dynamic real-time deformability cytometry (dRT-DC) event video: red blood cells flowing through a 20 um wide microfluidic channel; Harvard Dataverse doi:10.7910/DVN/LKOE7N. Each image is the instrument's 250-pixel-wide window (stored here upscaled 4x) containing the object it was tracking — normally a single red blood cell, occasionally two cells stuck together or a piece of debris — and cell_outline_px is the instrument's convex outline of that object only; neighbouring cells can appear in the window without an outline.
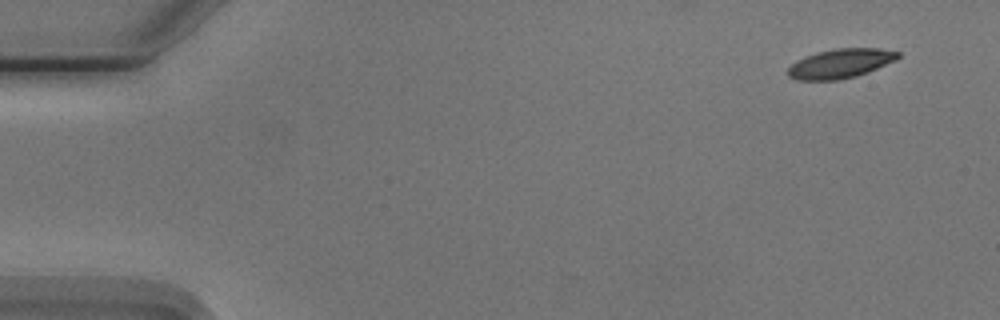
{"species": "Egyptian fruit bat (a non-hibernating species)", "species_latin": "Rousettus aegyptiacus", "temperature_condition": "cold", "stored_images_in_passage": 9, "camera_frame_rate_fps": 3000, "um_per_image_px": 0.085, "animal": {"sex": "male"}, "frame": {"image": 1, "passage_image": 1, "time_ms": 0.0, "image_size_px": [1000, 320], "cell_outline_px": [[900, 56], [896, 60], [868, 72], [856, 76], [840, 80], [796, 80], [788, 76], [788, 68], [796, 60], [804, 56], [816, 52], [836, 48], [880, 48], [900, 52]], "centroid_in_image_um": [71.43, 5.39], "position_along_channel_um": 13.6, "area_um2": 18.96}}
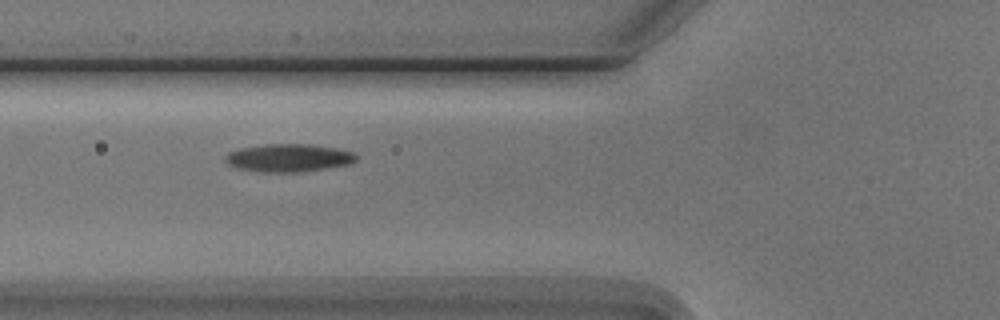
{"frame": {"image": 2, "passage_image": 6, "time_ms": 5.667, "image_size_px": [1000, 320], "cell_outline_px": [[356, 160], [348, 164], [324, 168], [296, 172], [264, 172], [240, 168], [228, 164], [224, 160], [224, 156], [228, 152], [240, 148], [264, 144], [308, 144], [336, 148], [352, 152], [356, 156]], "centroid_in_image_um": [24.48, 13.4], "position_along_channel_um": 101.3, "area_um2": 20.98}}
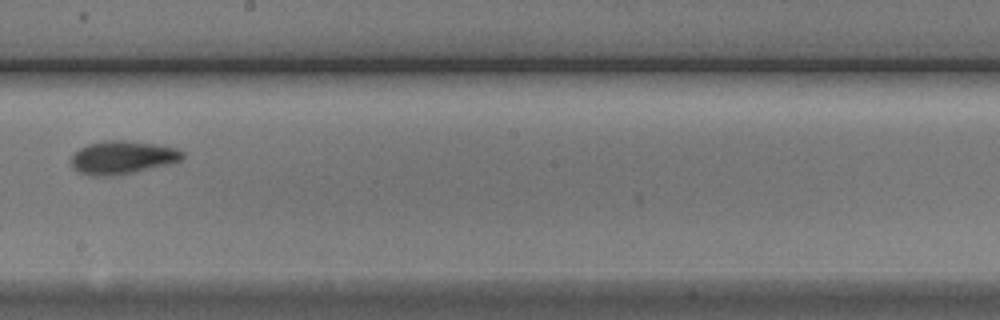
{"frame": {"image": 3, "passage_image": 9, "time_ms": 9.333, "image_size_px": [1000, 320], "cell_outline_px": [[184, 156], [180, 160], [168, 164], [132, 172], [108, 176], [92, 176], [80, 172], [72, 168], [72, 156], [80, 148], [88, 144], [104, 140], [124, 140], [156, 144], [176, 148], [184, 152]], "centroid_in_image_um": [10.39, 13.37], "position_along_channel_um": 237.8, "area_um2": 21.27}}